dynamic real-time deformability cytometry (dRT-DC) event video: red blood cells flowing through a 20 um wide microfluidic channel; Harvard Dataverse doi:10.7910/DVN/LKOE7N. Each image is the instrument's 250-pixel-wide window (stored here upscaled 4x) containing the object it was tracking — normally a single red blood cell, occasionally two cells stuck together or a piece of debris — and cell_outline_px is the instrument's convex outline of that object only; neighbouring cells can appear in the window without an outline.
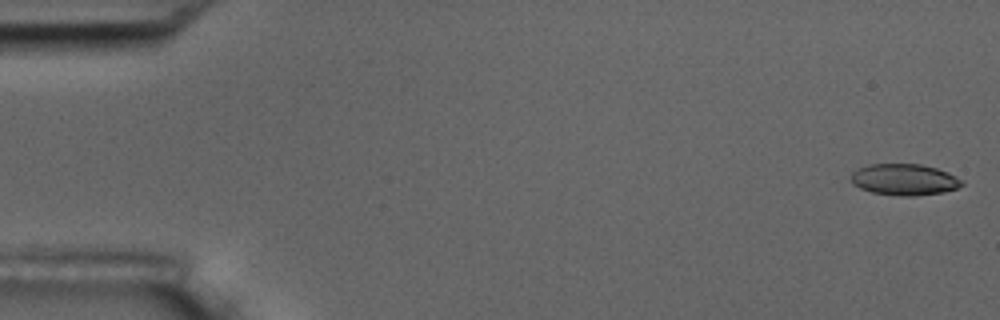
{"species": "common noctule bat (a hibernating species)", "species_latin": "Nyctalus noctula", "temperature_condition": "room temperature", "stored_images_in_passage": 56, "camera_frame_rate_fps": 3000, "um_per_image_px": 0.085, "animal": {"sex": "male", "body_mass_g": 17.5, "forearm_length_mm": 52.3}, "frame": {"image": 1, "passage_image": 1, "time_ms": 0.0, "image_size_px": [1000, 320], "cell_outline_px": [[964, 184], [956, 188], [944, 192], [912, 196], [900, 196], [872, 192], [860, 188], [852, 184], [852, 172], [860, 168], [872, 164], [920, 164], [936, 168], [948, 172], [964, 180]], "centroid_in_image_um": [76.9, 15.27], "position_along_channel_um": 8.1, "area_um2": 20.17}}
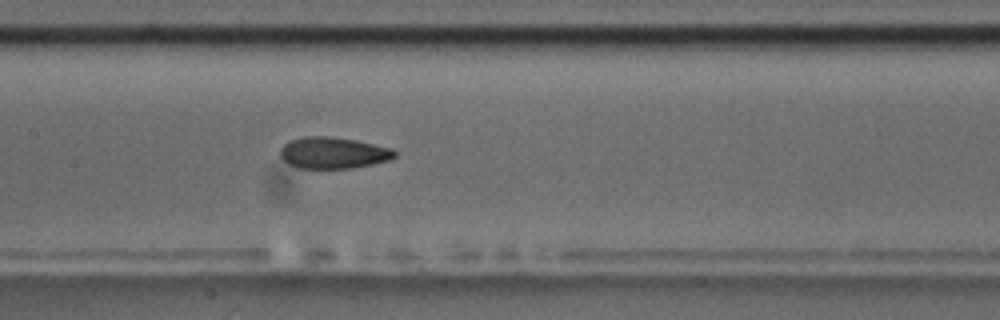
{"frame": {"image": 2, "passage_image": 27, "time_ms": 8.667, "image_size_px": [1000, 320], "cell_outline_px": [[396, 156], [388, 160], [372, 164], [352, 168], [300, 168], [288, 164], [280, 156], [280, 148], [288, 140], [304, 136], [328, 136], [356, 140], [392, 148], [396, 152]], "centroid_in_image_um": [28.3, 12.98], "position_along_channel_um": 179.1, "area_um2": 21.04}}
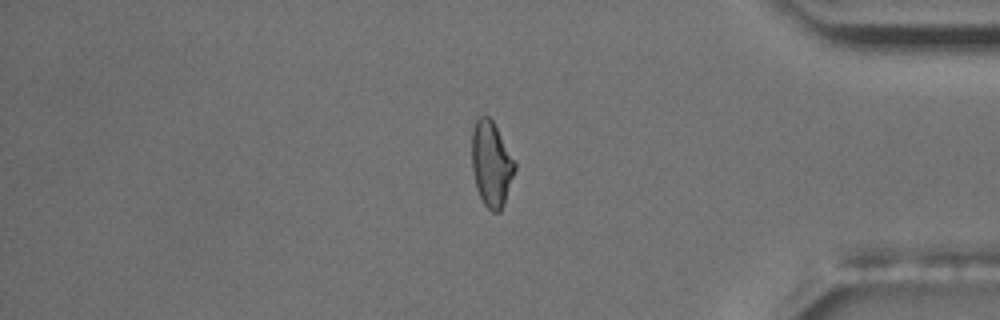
{"frame": {"image": 3, "passage_image": 47, "time_ms": 15.333, "image_size_px": [1000, 320], "cell_outline_px": [[516, 168], [504, 204], [500, 212], [492, 212], [484, 204], [476, 188], [472, 168], [472, 132], [476, 120], [480, 116], [488, 116], [492, 120], [516, 164]], "centroid_in_image_um": [41.75, 13.96], "position_along_channel_um": 393.4, "area_um2": 21.1}, "authors_computed_cell_mechanics": {"area_um2": 21.2415, "velocity_mm_per_s": 3.6058, "shape_relaxation_time_tau1_ms": null, "shape_relaxation_time_tau2_ms": 2.1684, "deformation_change_tau1": null, "deformation_change_tau2": 0.077}}